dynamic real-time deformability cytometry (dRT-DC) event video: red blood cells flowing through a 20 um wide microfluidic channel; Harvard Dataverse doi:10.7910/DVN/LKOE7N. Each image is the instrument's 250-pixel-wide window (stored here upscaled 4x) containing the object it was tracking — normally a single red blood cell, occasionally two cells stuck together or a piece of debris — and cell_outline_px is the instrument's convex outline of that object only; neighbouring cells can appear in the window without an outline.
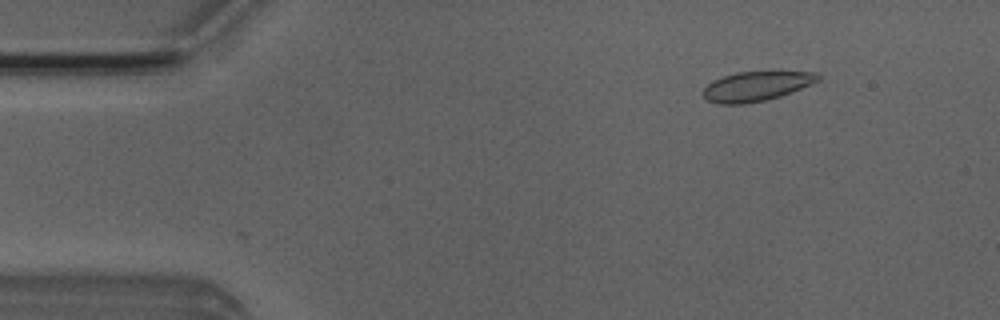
{"species": "Egyptian fruit bat (a non-hibernating species)", "species_latin": "Rousettus aegyptiacus", "temperature_condition": "room temperature", "stored_images_in_passage": 3, "camera_frame_rate_fps": 3000, "um_per_image_px": 0.085, "animal": {"sex": "male"}, "frame": {"image": 1, "passage_image": 3, "time_ms": 0.667, "image_size_px": [1000, 320], "cell_outline_px": [[820, 80], [812, 84], [780, 96], [764, 100], [744, 104], [720, 104], [708, 100], [700, 92], [712, 80], [736, 72], [820, 72]], "centroid_in_image_um": [64.28, 7.33], "position_along_channel_um": 20.7, "area_um2": 19.71}}